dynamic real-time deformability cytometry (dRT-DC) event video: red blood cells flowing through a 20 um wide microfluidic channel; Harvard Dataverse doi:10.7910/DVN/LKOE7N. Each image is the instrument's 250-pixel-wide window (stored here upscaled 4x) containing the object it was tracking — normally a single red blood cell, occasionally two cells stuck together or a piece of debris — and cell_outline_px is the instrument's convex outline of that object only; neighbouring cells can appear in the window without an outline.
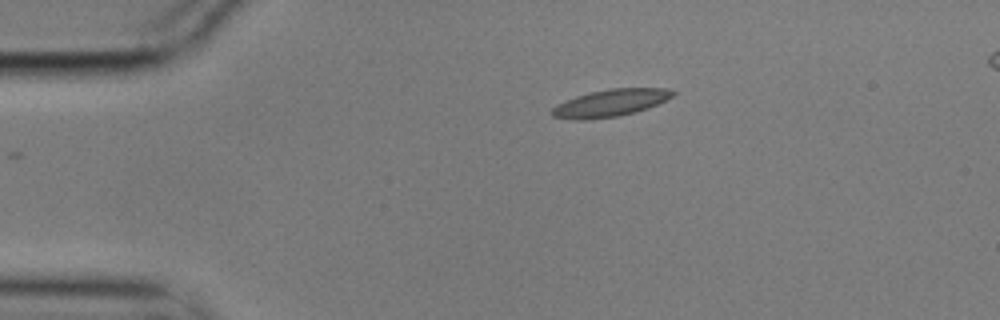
{"species": "common noctule bat (a hibernating species)", "species_latin": "Nyctalus noctula", "temperature_condition": "cold", "stored_images_in_passage": 47, "camera_frame_rate_fps": 3000, "um_per_image_px": 0.085, "animal": {"sex": "male", "body_mass_g": 17.9}, "frame": {"image": 1, "passage_image": 1, "time_ms": 0.0, "image_size_px": [1000, 320], "cell_outline_px": [[676, 92], [672, 96], [648, 108], [636, 112], [620, 116], [580, 120], [576, 120], [552, 116], [552, 108], [556, 104], [576, 96], [592, 92], [612, 88], [664, 88]], "centroid_in_image_um": [51.86, 8.76], "position_along_channel_um": 33.1, "area_um2": 18.9}}
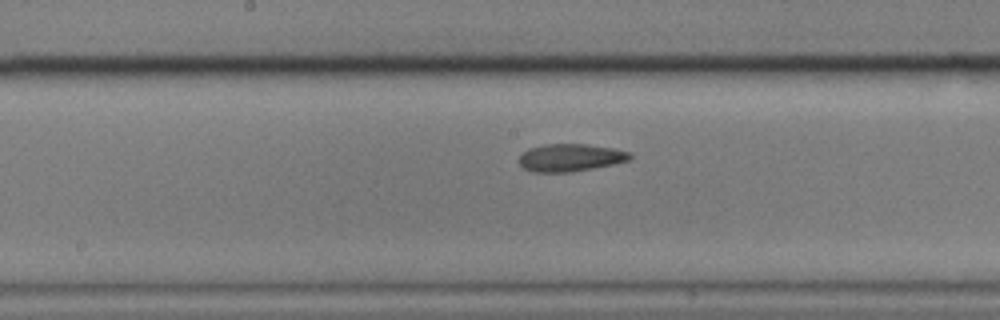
{"frame": {"image": 2, "passage_image": 19, "time_ms": 6.0, "image_size_px": [1000, 320], "cell_outline_px": [[632, 156], [628, 160], [612, 164], [572, 172], [532, 172], [524, 168], [520, 164], [520, 156], [528, 148], [544, 144], [584, 144], [612, 148], [628, 152]], "centroid_in_image_um": [48.44, 13.4], "position_along_channel_um": 199.8, "area_um2": 17.57}}
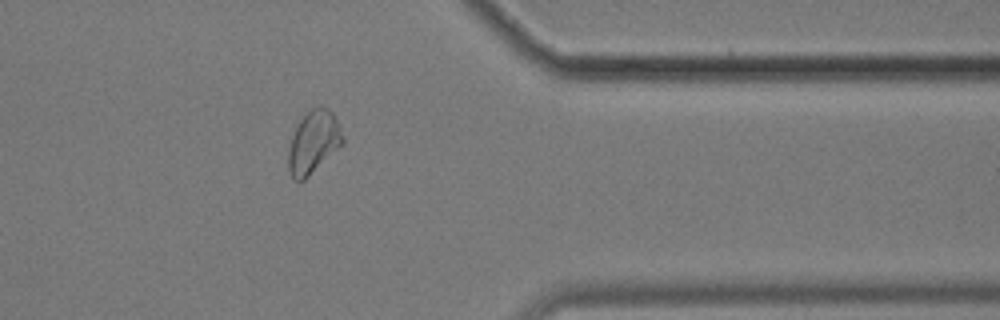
{"frame": {"image": 3, "passage_image": 36, "time_ms": 11.667, "image_size_px": [1000, 320], "cell_outline_px": [[344, 144], [304, 180], [296, 180], [288, 172], [288, 148], [296, 124], [312, 108], [320, 104], [332, 112], [344, 136]], "centroid_in_image_um": [26.65, 12.08], "position_along_channel_um": 384.8, "area_um2": 19.88}, "authors_computed_cell_mechanics": {"area_um2": 18.3804, "velocity_mm_per_s": 3.496, "shape_relaxation_time_tau1_ms": 6.2212, "shape_relaxation_time_tau2_ms": 2.1349, "deformation_change_tau1": 0.1399, "deformation_change_tau2": 0.078}}